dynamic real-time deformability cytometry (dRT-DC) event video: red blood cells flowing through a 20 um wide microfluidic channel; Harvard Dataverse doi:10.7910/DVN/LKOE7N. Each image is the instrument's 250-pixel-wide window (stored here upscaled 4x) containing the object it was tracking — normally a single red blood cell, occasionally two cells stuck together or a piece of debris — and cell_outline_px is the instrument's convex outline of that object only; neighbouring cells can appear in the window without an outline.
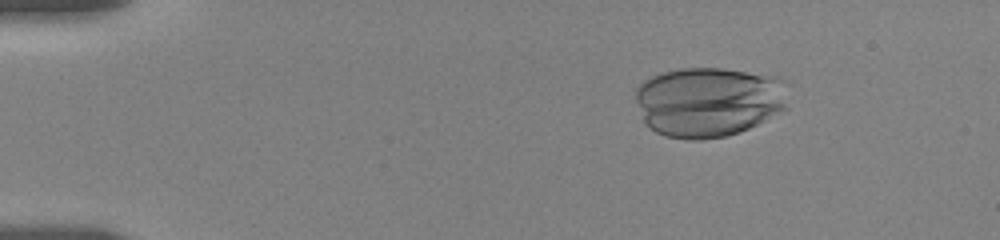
{"species": "human", "species_latin": "Homo sapiens", "temperature_condition": "room temperature", "stored_images_in_passage": 17, "camera_frame_rate_fps": 3000, "um_per_image_px": 0.085, "donor": {"sex": "female"}, "frame": {"image": 1, "passage_image": 6, "time_ms": 2.667, "image_size_px": [1000, 240], "cell_outline_px": [[788, 108], [748, 128], [724, 136], [700, 140], [688, 140], [664, 136], [648, 128], [644, 124], [636, 100], [636, 88], [644, 80], [660, 72], [680, 68], [724, 68], [772, 76], [780, 80]], "centroid_in_image_um": [60.15, 8.65], "position_along_channel_um": 24.9, "area_um2": 62.08}}